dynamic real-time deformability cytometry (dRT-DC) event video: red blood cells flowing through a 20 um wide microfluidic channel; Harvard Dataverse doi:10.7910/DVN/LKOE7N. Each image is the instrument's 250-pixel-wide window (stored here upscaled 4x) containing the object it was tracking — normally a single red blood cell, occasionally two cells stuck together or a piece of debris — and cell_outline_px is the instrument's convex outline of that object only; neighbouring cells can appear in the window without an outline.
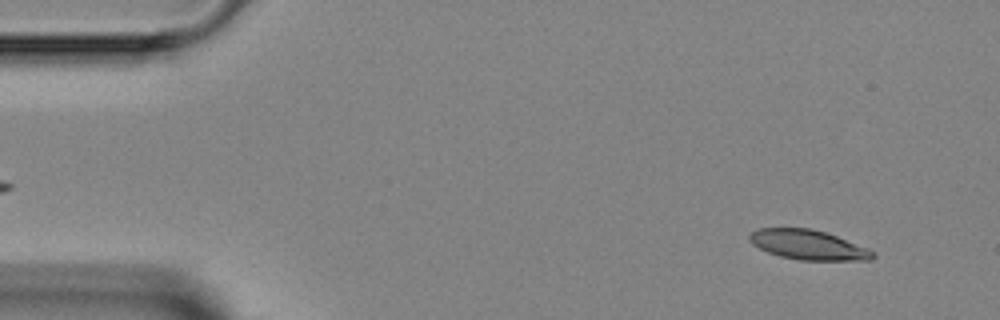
{"species": "Egyptian fruit bat (a non-hibernating species)", "species_latin": "Rousettus aegyptiacus", "temperature_condition": "room temperature", "stored_images_in_passage": 2, "camera_frame_rate_fps": 3000, "um_per_image_px": 0.085, "animal": {"sex": "female"}, "frame": {"image": 1, "passage_image": 2, "time_ms": 1.333, "image_size_px": [1000, 320], "cell_outline_px": [[876, 256], [872, 260], [800, 260], [780, 256], [768, 252], [752, 244], [748, 240], [748, 236], [752, 232], [760, 228], [812, 228], [836, 236], [868, 248], [876, 252]], "centroid_in_image_um": [68.71, 20.81], "position_along_channel_um": 16.3, "area_um2": 21.33}}